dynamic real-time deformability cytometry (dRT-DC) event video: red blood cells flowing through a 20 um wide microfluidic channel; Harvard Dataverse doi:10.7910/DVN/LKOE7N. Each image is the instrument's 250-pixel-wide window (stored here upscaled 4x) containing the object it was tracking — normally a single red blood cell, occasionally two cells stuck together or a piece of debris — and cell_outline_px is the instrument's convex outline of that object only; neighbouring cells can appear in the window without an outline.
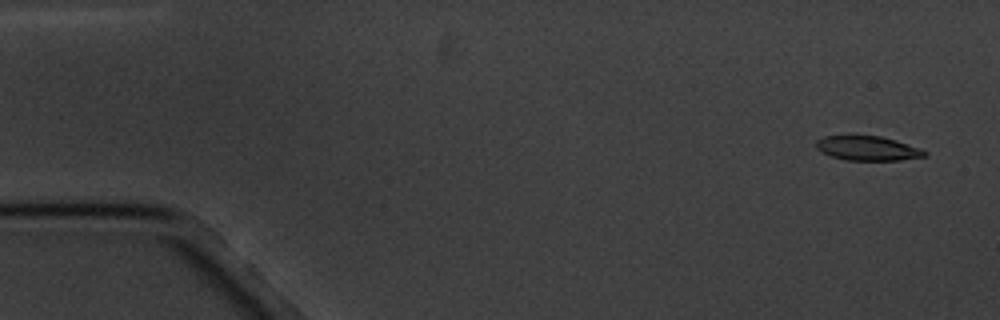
{"species": "common noctule bat (a hibernating species)", "species_latin": "Nyctalus noctula", "temperature_condition": "cold", "stored_images_in_passage": 5, "camera_frame_rate_fps": 3000, "um_per_image_px": 0.085, "animal": {"sex": "male", "body_mass_g": 20.1, "forearm_length_mm": 53.5}, "frame": {"image": 1, "passage_image": 1, "time_ms": 0.0, "image_size_px": [1000, 320], "cell_outline_px": [[928, 156], [900, 160], [844, 160], [820, 152], [816, 148], [816, 140], [824, 136], [880, 136], [896, 140], [920, 148], [928, 152]], "centroid_in_image_um": [73.76, 12.61], "position_along_channel_um": 11.2, "area_um2": 15.49}}
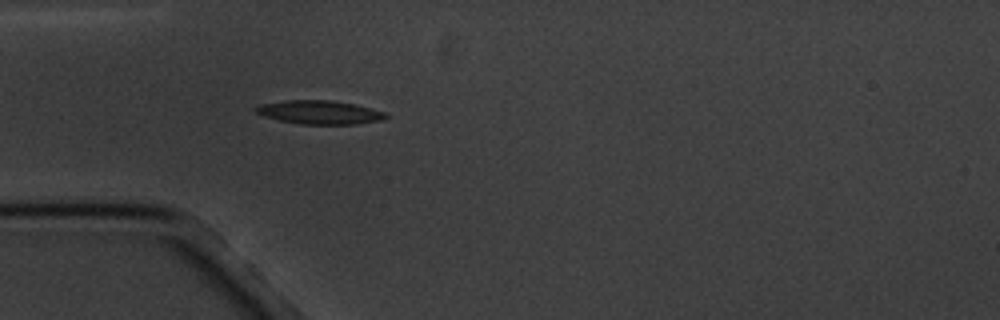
{"frame": {"image": 2, "passage_image": 5, "time_ms": 4.667, "image_size_px": [1000, 320], "cell_outline_px": [[388, 116], [384, 120], [356, 124], [300, 124], [280, 120], [264, 116], [256, 112], [252, 108], [260, 104], [284, 100], [328, 100], [352, 104], [384, 112]], "centroid_in_image_um": [27.12, 9.55], "position_along_channel_um": 57.9, "area_um2": 17.74}}